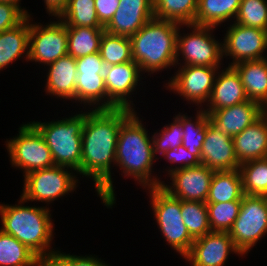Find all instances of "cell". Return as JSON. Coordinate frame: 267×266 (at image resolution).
Here are the masks:
<instances>
[{
  "mask_svg": "<svg viewBox=\"0 0 267 266\" xmlns=\"http://www.w3.org/2000/svg\"><path fill=\"white\" fill-rule=\"evenodd\" d=\"M134 111L128 108L86 111L82 128L81 175L94 181L95 192L107 209L116 203L111 169L116 166L118 132Z\"/></svg>",
  "mask_w": 267,
  "mask_h": 266,
  "instance_id": "obj_1",
  "label": "cell"
},
{
  "mask_svg": "<svg viewBox=\"0 0 267 266\" xmlns=\"http://www.w3.org/2000/svg\"><path fill=\"white\" fill-rule=\"evenodd\" d=\"M137 112H133L121 125L116 147V166L121 175L131 177L142 188L159 187L162 180L152 175L156 159L152 137L148 135Z\"/></svg>",
  "mask_w": 267,
  "mask_h": 266,
  "instance_id": "obj_2",
  "label": "cell"
},
{
  "mask_svg": "<svg viewBox=\"0 0 267 266\" xmlns=\"http://www.w3.org/2000/svg\"><path fill=\"white\" fill-rule=\"evenodd\" d=\"M26 202L20 195L18 204H0V229L15 237L39 257L54 251L51 244L55 227L51 210L47 206L24 205Z\"/></svg>",
  "mask_w": 267,
  "mask_h": 266,
  "instance_id": "obj_3",
  "label": "cell"
},
{
  "mask_svg": "<svg viewBox=\"0 0 267 266\" xmlns=\"http://www.w3.org/2000/svg\"><path fill=\"white\" fill-rule=\"evenodd\" d=\"M180 24L152 18L130 38L133 61L148 75L176 66Z\"/></svg>",
  "mask_w": 267,
  "mask_h": 266,
  "instance_id": "obj_4",
  "label": "cell"
},
{
  "mask_svg": "<svg viewBox=\"0 0 267 266\" xmlns=\"http://www.w3.org/2000/svg\"><path fill=\"white\" fill-rule=\"evenodd\" d=\"M62 120L30 122L43 136L55 165L69 167L81 175L82 128L86 111Z\"/></svg>",
  "mask_w": 267,
  "mask_h": 266,
  "instance_id": "obj_5",
  "label": "cell"
},
{
  "mask_svg": "<svg viewBox=\"0 0 267 266\" xmlns=\"http://www.w3.org/2000/svg\"><path fill=\"white\" fill-rule=\"evenodd\" d=\"M148 190L150 206L159 231L170 248L183 258L191 249L194 239L190 236L181 215V200L159 187Z\"/></svg>",
  "mask_w": 267,
  "mask_h": 266,
  "instance_id": "obj_6",
  "label": "cell"
},
{
  "mask_svg": "<svg viewBox=\"0 0 267 266\" xmlns=\"http://www.w3.org/2000/svg\"><path fill=\"white\" fill-rule=\"evenodd\" d=\"M190 28V33H181V28ZM216 27L195 24L180 25L177 33L176 68L179 66L221 67L223 60L222 42L213 33ZM181 55V57H180ZM182 58V59H181ZM180 60V63H179ZM181 61H183L181 63Z\"/></svg>",
  "mask_w": 267,
  "mask_h": 266,
  "instance_id": "obj_7",
  "label": "cell"
},
{
  "mask_svg": "<svg viewBox=\"0 0 267 266\" xmlns=\"http://www.w3.org/2000/svg\"><path fill=\"white\" fill-rule=\"evenodd\" d=\"M74 171L69 167L55 165L30 172L24 176L21 196L27 203L39 201L49 206L78 187L79 177H76L78 175Z\"/></svg>",
  "mask_w": 267,
  "mask_h": 266,
  "instance_id": "obj_8",
  "label": "cell"
},
{
  "mask_svg": "<svg viewBox=\"0 0 267 266\" xmlns=\"http://www.w3.org/2000/svg\"><path fill=\"white\" fill-rule=\"evenodd\" d=\"M11 167L19 168L26 174L55 166L51 151L43 136L30 123L22 124L17 136L6 140Z\"/></svg>",
  "mask_w": 267,
  "mask_h": 266,
  "instance_id": "obj_9",
  "label": "cell"
},
{
  "mask_svg": "<svg viewBox=\"0 0 267 266\" xmlns=\"http://www.w3.org/2000/svg\"><path fill=\"white\" fill-rule=\"evenodd\" d=\"M229 234L240 253L248 254L267 234V197L244 194Z\"/></svg>",
  "mask_w": 267,
  "mask_h": 266,
  "instance_id": "obj_10",
  "label": "cell"
},
{
  "mask_svg": "<svg viewBox=\"0 0 267 266\" xmlns=\"http://www.w3.org/2000/svg\"><path fill=\"white\" fill-rule=\"evenodd\" d=\"M46 25L33 23L30 16L28 62L47 65L68 54V35L65 23L58 17Z\"/></svg>",
  "mask_w": 267,
  "mask_h": 266,
  "instance_id": "obj_11",
  "label": "cell"
},
{
  "mask_svg": "<svg viewBox=\"0 0 267 266\" xmlns=\"http://www.w3.org/2000/svg\"><path fill=\"white\" fill-rule=\"evenodd\" d=\"M219 69L221 67L178 66V70L167 80V86L164 87L202 109L210 98Z\"/></svg>",
  "mask_w": 267,
  "mask_h": 266,
  "instance_id": "obj_12",
  "label": "cell"
},
{
  "mask_svg": "<svg viewBox=\"0 0 267 266\" xmlns=\"http://www.w3.org/2000/svg\"><path fill=\"white\" fill-rule=\"evenodd\" d=\"M222 41L223 57L229 56L233 66L243 61L267 58V30L231 23Z\"/></svg>",
  "mask_w": 267,
  "mask_h": 266,
  "instance_id": "obj_13",
  "label": "cell"
},
{
  "mask_svg": "<svg viewBox=\"0 0 267 266\" xmlns=\"http://www.w3.org/2000/svg\"><path fill=\"white\" fill-rule=\"evenodd\" d=\"M141 75L143 73L140 66L133 60L106 66L104 71L106 109L128 108L135 110V104L129 99L133 98L131 95L140 86Z\"/></svg>",
  "mask_w": 267,
  "mask_h": 266,
  "instance_id": "obj_14",
  "label": "cell"
},
{
  "mask_svg": "<svg viewBox=\"0 0 267 266\" xmlns=\"http://www.w3.org/2000/svg\"><path fill=\"white\" fill-rule=\"evenodd\" d=\"M214 172L203 164L178 169L168 174L170 185L162 181L160 187L177 199L206 203Z\"/></svg>",
  "mask_w": 267,
  "mask_h": 266,
  "instance_id": "obj_15",
  "label": "cell"
},
{
  "mask_svg": "<svg viewBox=\"0 0 267 266\" xmlns=\"http://www.w3.org/2000/svg\"><path fill=\"white\" fill-rule=\"evenodd\" d=\"M233 252L243 256L236 248L229 232H210L194 239L190 251L183 259L191 266H224Z\"/></svg>",
  "mask_w": 267,
  "mask_h": 266,
  "instance_id": "obj_16",
  "label": "cell"
},
{
  "mask_svg": "<svg viewBox=\"0 0 267 266\" xmlns=\"http://www.w3.org/2000/svg\"><path fill=\"white\" fill-rule=\"evenodd\" d=\"M201 164L214 171L239 169L233 138L224 134L208 118L205 140L201 149Z\"/></svg>",
  "mask_w": 267,
  "mask_h": 266,
  "instance_id": "obj_17",
  "label": "cell"
},
{
  "mask_svg": "<svg viewBox=\"0 0 267 266\" xmlns=\"http://www.w3.org/2000/svg\"><path fill=\"white\" fill-rule=\"evenodd\" d=\"M152 18L153 0H120L117 11L104 30L112 35L131 37Z\"/></svg>",
  "mask_w": 267,
  "mask_h": 266,
  "instance_id": "obj_18",
  "label": "cell"
},
{
  "mask_svg": "<svg viewBox=\"0 0 267 266\" xmlns=\"http://www.w3.org/2000/svg\"><path fill=\"white\" fill-rule=\"evenodd\" d=\"M206 113L209 120L216 127L233 138L263 115V107L255 101L247 100L246 102Z\"/></svg>",
  "mask_w": 267,
  "mask_h": 266,
  "instance_id": "obj_19",
  "label": "cell"
},
{
  "mask_svg": "<svg viewBox=\"0 0 267 266\" xmlns=\"http://www.w3.org/2000/svg\"><path fill=\"white\" fill-rule=\"evenodd\" d=\"M247 100L239 73L233 66H228L217 72L210 98L202 109L213 112Z\"/></svg>",
  "mask_w": 267,
  "mask_h": 266,
  "instance_id": "obj_20",
  "label": "cell"
},
{
  "mask_svg": "<svg viewBox=\"0 0 267 266\" xmlns=\"http://www.w3.org/2000/svg\"><path fill=\"white\" fill-rule=\"evenodd\" d=\"M47 66V81L44 89L47 95H53L64 101L75 100L76 103V59L67 54Z\"/></svg>",
  "mask_w": 267,
  "mask_h": 266,
  "instance_id": "obj_21",
  "label": "cell"
},
{
  "mask_svg": "<svg viewBox=\"0 0 267 266\" xmlns=\"http://www.w3.org/2000/svg\"><path fill=\"white\" fill-rule=\"evenodd\" d=\"M234 151L239 164L267 157V115L233 137Z\"/></svg>",
  "mask_w": 267,
  "mask_h": 266,
  "instance_id": "obj_22",
  "label": "cell"
},
{
  "mask_svg": "<svg viewBox=\"0 0 267 266\" xmlns=\"http://www.w3.org/2000/svg\"><path fill=\"white\" fill-rule=\"evenodd\" d=\"M233 67L240 75L248 100L263 107L267 102V58L243 61Z\"/></svg>",
  "mask_w": 267,
  "mask_h": 266,
  "instance_id": "obj_23",
  "label": "cell"
},
{
  "mask_svg": "<svg viewBox=\"0 0 267 266\" xmlns=\"http://www.w3.org/2000/svg\"><path fill=\"white\" fill-rule=\"evenodd\" d=\"M30 16L18 26L0 32V70L19 58L29 56Z\"/></svg>",
  "mask_w": 267,
  "mask_h": 266,
  "instance_id": "obj_24",
  "label": "cell"
},
{
  "mask_svg": "<svg viewBox=\"0 0 267 266\" xmlns=\"http://www.w3.org/2000/svg\"><path fill=\"white\" fill-rule=\"evenodd\" d=\"M243 195L239 169L215 171L206 203L241 201Z\"/></svg>",
  "mask_w": 267,
  "mask_h": 266,
  "instance_id": "obj_25",
  "label": "cell"
},
{
  "mask_svg": "<svg viewBox=\"0 0 267 266\" xmlns=\"http://www.w3.org/2000/svg\"><path fill=\"white\" fill-rule=\"evenodd\" d=\"M240 3L241 0H198L195 25L217 28L226 21L234 22Z\"/></svg>",
  "mask_w": 267,
  "mask_h": 266,
  "instance_id": "obj_26",
  "label": "cell"
},
{
  "mask_svg": "<svg viewBox=\"0 0 267 266\" xmlns=\"http://www.w3.org/2000/svg\"><path fill=\"white\" fill-rule=\"evenodd\" d=\"M68 35V55L78 59L99 52L104 27L66 26Z\"/></svg>",
  "mask_w": 267,
  "mask_h": 266,
  "instance_id": "obj_27",
  "label": "cell"
},
{
  "mask_svg": "<svg viewBox=\"0 0 267 266\" xmlns=\"http://www.w3.org/2000/svg\"><path fill=\"white\" fill-rule=\"evenodd\" d=\"M76 102L93 108L106 109V86L104 74H77Z\"/></svg>",
  "mask_w": 267,
  "mask_h": 266,
  "instance_id": "obj_28",
  "label": "cell"
},
{
  "mask_svg": "<svg viewBox=\"0 0 267 266\" xmlns=\"http://www.w3.org/2000/svg\"><path fill=\"white\" fill-rule=\"evenodd\" d=\"M198 0H153L154 18L180 25L195 24Z\"/></svg>",
  "mask_w": 267,
  "mask_h": 266,
  "instance_id": "obj_29",
  "label": "cell"
},
{
  "mask_svg": "<svg viewBox=\"0 0 267 266\" xmlns=\"http://www.w3.org/2000/svg\"><path fill=\"white\" fill-rule=\"evenodd\" d=\"M38 256L0 229V266H37Z\"/></svg>",
  "mask_w": 267,
  "mask_h": 266,
  "instance_id": "obj_30",
  "label": "cell"
},
{
  "mask_svg": "<svg viewBox=\"0 0 267 266\" xmlns=\"http://www.w3.org/2000/svg\"><path fill=\"white\" fill-rule=\"evenodd\" d=\"M195 116L196 118H191V116L188 117V115L181 113V126L184 132L182 145L201 162V149L205 140L206 125L209 117L201 108L197 110Z\"/></svg>",
  "mask_w": 267,
  "mask_h": 266,
  "instance_id": "obj_31",
  "label": "cell"
},
{
  "mask_svg": "<svg viewBox=\"0 0 267 266\" xmlns=\"http://www.w3.org/2000/svg\"><path fill=\"white\" fill-rule=\"evenodd\" d=\"M58 17L66 26L104 27L96 14L95 0H68Z\"/></svg>",
  "mask_w": 267,
  "mask_h": 266,
  "instance_id": "obj_32",
  "label": "cell"
},
{
  "mask_svg": "<svg viewBox=\"0 0 267 266\" xmlns=\"http://www.w3.org/2000/svg\"><path fill=\"white\" fill-rule=\"evenodd\" d=\"M245 195L267 196V157L239 166Z\"/></svg>",
  "mask_w": 267,
  "mask_h": 266,
  "instance_id": "obj_33",
  "label": "cell"
},
{
  "mask_svg": "<svg viewBox=\"0 0 267 266\" xmlns=\"http://www.w3.org/2000/svg\"><path fill=\"white\" fill-rule=\"evenodd\" d=\"M99 53L106 66L133 60L131 41L127 36L112 35L104 32L100 41Z\"/></svg>",
  "mask_w": 267,
  "mask_h": 266,
  "instance_id": "obj_34",
  "label": "cell"
},
{
  "mask_svg": "<svg viewBox=\"0 0 267 266\" xmlns=\"http://www.w3.org/2000/svg\"><path fill=\"white\" fill-rule=\"evenodd\" d=\"M181 215L183 223L193 239L212 232L209 225L206 203L181 200Z\"/></svg>",
  "mask_w": 267,
  "mask_h": 266,
  "instance_id": "obj_35",
  "label": "cell"
},
{
  "mask_svg": "<svg viewBox=\"0 0 267 266\" xmlns=\"http://www.w3.org/2000/svg\"><path fill=\"white\" fill-rule=\"evenodd\" d=\"M212 232H229L236 220L241 201L206 203Z\"/></svg>",
  "mask_w": 267,
  "mask_h": 266,
  "instance_id": "obj_36",
  "label": "cell"
},
{
  "mask_svg": "<svg viewBox=\"0 0 267 266\" xmlns=\"http://www.w3.org/2000/svg\"><path fill=\"white\" fill-rule=\"evenodd\" d=\"M234 22L267 30V0H241Z\"/></svg>",
  "mask_w": 267,
  "mask_h": 266,
  "instance_id": "obj_37",
  "label": "cell"
},
{
  "mask_svg": "<svg viewBox=\"0 0 267 266\" xmlns=\"http://www.w3.org/2000/svg\"><path fill=\"white\" fill-rule=\"evenodd\" d=\"M184 132L181 126V112L174 116L173 122L163 126L159 132L152 135L154 154L162 155L170 149H176L182 144Z\"/></svg>",
  "mask_w": 267,
  "mask_h": 266,
  "instance_id": "obj_38",
  "label": "cell"
},
{
  "mask_svg": "<svg viewBox=\"0 0 267 266\" xmlns=\"http://www.w3.org/2000/svg\"><path fill=\"white\" fill-rule=\"evenodd\" d=\"M161 156L165 157L167 162L173 165V163H177L176 166L166 167L167 175L171 172L186 168V167H194L199 166L201 164L200 160L190 152H188L187 148H185L182 144L178 146L176 149H170L163 153ZM169 168V169H168Z\"/></svg>",
  "mask_w": 267,
  "mask_h": 266,
  "instance_id": "obj_39",
  "label": "cell"
},
{
  "mask_svg": "<svg viewBox=\"0 0 267 266\" xmlns=\"http://www.w3.org/2000/svg\"><path fill=\"white\" fill-rule=\"evenodd\" d=\"M28 16L19 7L0 2V32L12 29L22 23Z\"/></svg>",
  "mask_w": 267,
  "mask_h": 266,
  "instance_id": "obj_40",
  "label": "cell"
},
{
  "mask_svg": "<svg viewBox=\"0 0 267 266\" xmlns=\"http://www.w3.org/2000/svg\"><path fill=\"white\" fill-rule=\"evenodd\" d=\"M77 74H104L106 64L99 52L76 59Z\"/></svg>",
  "mask_w": 267,
  "mask_h": 266,
  "instance_id": "obj_41",
  "label": "cell"
},
{
  "mask_svg": "<svg viewBox=\"0 0 267 266\" xmlns=\"http://www.w3.org/2000/svg\"><path fill=\"white\" fill-rule=\"evenodd\" d=\"M37 266H73V254L54 250L39 256Z\"/></svg>",
  "mask_w": 267,
  "mask_h": 266,
  "instance_id": "obj_42",
  "label": "cell"
},
{
  "mask_svg": "<svg viewBox=\"0 0 267 266\" xmlns=\"http://www.w3.org/2000/svg\"><path fill=\"white\" fill-rule=\"evenodd\" d=\"M120 0H95L96 14L99 22L105 27L119 7Z\"/></svg>",
  "mask_w": 267,
  "mask_h": 266,
  "instance_id": "obj_43",
  "label": "cell"
},
{
  "mask_svg": "<svg viewBox=\"0 0 267 266\" xmlns=\"http://www.w3.org/2000/svg\"><path fill=\"white\" fill-rule=\"evenodd\" d=\"M73 266H110L109 264H106L105 261H103L100 258H97L92 255H73Z\"/></svg>",
  "mask_w": 267,
  "mask_h": 266,
  "instance_id": "obj_44",
  "label": "cell"
},
{
  "mask_svg": "<svg viewBox=\"0 0 267 266\" xmlns=\"http://www.w3.org/2000/svg\"><path fill=\"white\" fill-rule=\"evenodd\" d=\"M45 3L46 13L52 16H58L66 7L68 0H43Z\"/></svg>",
  "mask_w": 267,
  "mask_h": 266,
  "instance_id": "obj_45",
  "label": "cell"
},
{
  "mask_svg": "<svg viewBox=\"0 0 267 266\" xmlns=\"http://www.w3.org/2000/svg\"><path fill=\"white\" fill-rule=\"evenodd\" d=\"M0 2L2 3H9V4H13L17 7H19L20 9H22V11L27 15V16H31L32 14H30L25 8L23 9V7L21 8V0H0Z\"/></svg>",
  "mask_w": 267,
  "mask_h": 266,
  "instance_id": "obj_46",
  "label": "cell"
},
{
  "mask_svg": "<svg viewBox=\"0 0 267 266\" xmlns=\"http://www.w3.org/2000/svg\"><path fill=\"white\" fill-rule=\"evenodd\" d=\"M263 114L267 115V102L266 104L263 106Z\"/></svg>",
  "mask_w": 267,
  "mask_h": 266,
  "instance_id": "obj_47",
  "label": "cell"
}]
</instances>
